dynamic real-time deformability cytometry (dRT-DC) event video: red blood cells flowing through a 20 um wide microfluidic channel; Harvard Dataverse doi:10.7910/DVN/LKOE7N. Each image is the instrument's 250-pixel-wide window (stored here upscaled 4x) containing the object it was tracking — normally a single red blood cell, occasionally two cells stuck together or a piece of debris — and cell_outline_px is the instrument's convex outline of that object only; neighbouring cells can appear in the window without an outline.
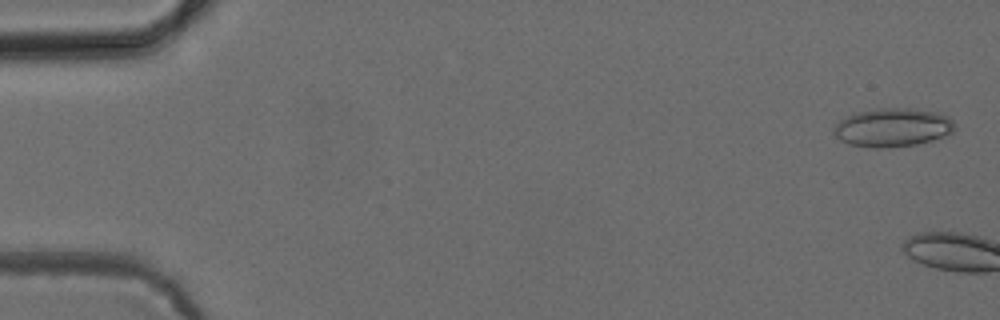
{"species": "common noctule bat (a hibernating species)", "species_latin": "Nyctalus noctula", "temperature_condition": "cold", "stored_images_in_passage": 4, "camera_frame_rate_fps": 3000, "um_per_image_px": 0.085, "animal": {"sex": "female", "body_mass_g": 24.6, "forearm_length_mm": 56.2}, "frame": {"image": 1, "passage_image": 2, "time_ms": 0.333, "image_size_px": [1000, 320], "cell_outline_px": [[956, 128], [952, 132], [932, 140], [916, 144], [880, 148], [876, 148], [848, 144], [840, 140], [832, 132], [832, 128], [840, 120], [848, 116], [860, 112], [880, 108], [908, 108], [936, 112], [948, 116], [952, 120]], "centroid_in_image_um": [75.86, 10.84], "position_along_channel_um": 9.1, "area_um2": 26.93}}